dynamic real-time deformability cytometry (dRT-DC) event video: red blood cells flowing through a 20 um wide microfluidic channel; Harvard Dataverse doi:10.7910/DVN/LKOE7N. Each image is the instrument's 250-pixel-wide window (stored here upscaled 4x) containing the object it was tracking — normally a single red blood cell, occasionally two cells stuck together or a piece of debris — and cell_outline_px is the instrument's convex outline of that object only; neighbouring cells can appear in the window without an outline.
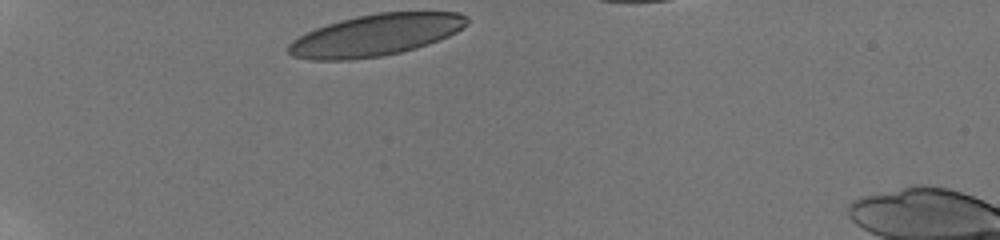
{"species": "human", "species_latin": "Homo sapiens", "temperature_condition": "room temperature", "stored_images_in_passage": 33, "camera_frame_rate_fps": 3000, "um_per_image_px": 0.085, "donor": {"sex": "male"}, "frame": {"image": 1, "passage_image": 1, "time_ms": 0.0, "image_size_px": [1000, 240], "cell_outline_px": [[468, 24], [456, 32], [448, 36], [428, 44], [416, 48], [400, 52], [380, 56], [352, 60], [312, 60], [292, 56], [288, 52], [288, 44], [292, 40], [316, 28], [340, 20], [356, 16], [380, 12], [460, 12], [468, 16]], "centroid_in_image_um": [31.95, 2.98], "position_along_channel_um": 53.1, "area_um2": 43.23}}
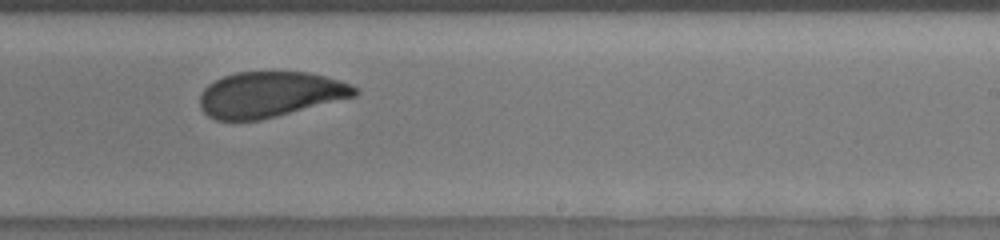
{"frame": {"image": 2, "passage_image": 21, "time_ms": 6.667, "image_size_px": [1000, 240], "cell_outline_px": [[360, 92], [356, 96], [260, 120], [216, 120], [208, 116], [200, 108], [200, 96], [204, 88], [208, 84], [224, 76], [236, 72], [308, 72], [340, 80], [352, 84]], "centroid_in_image_um": [22.95, 8.02], "position_along_channel_um": 266.1, "area_um2": 41.04}}
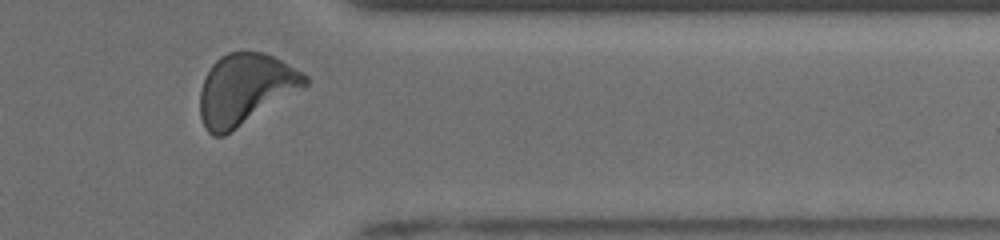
{"frame": {"image": 3, "passage_image": 31, "time_ms": 10.0, "image_size_px": [1000, 240], "cell_outline_px": [[308, 84], [304, 88], [224, 136], [212, 136], [204, 128], [200, 116], [200, 88], [212, 64], [220, 56], [228, 52], [264, 52], [304, 72], [308, 76]], "centroid_in_image_um": [20.84, 7.59], "position_along_channel_um": 390.6, "area_um2": 43.41}, "authors_computed_cell_mechanics": {"area_um2": 42.483, "velocity_mm_per_s": 3.8085, "shape_relaxation_time_tau1_ms": 4.2692, "shape_relaxation_time_tau2_ms": 1.2546, "deformation_change_tau1": 0.1389, "deformation_change_tau2": 0.0723}}